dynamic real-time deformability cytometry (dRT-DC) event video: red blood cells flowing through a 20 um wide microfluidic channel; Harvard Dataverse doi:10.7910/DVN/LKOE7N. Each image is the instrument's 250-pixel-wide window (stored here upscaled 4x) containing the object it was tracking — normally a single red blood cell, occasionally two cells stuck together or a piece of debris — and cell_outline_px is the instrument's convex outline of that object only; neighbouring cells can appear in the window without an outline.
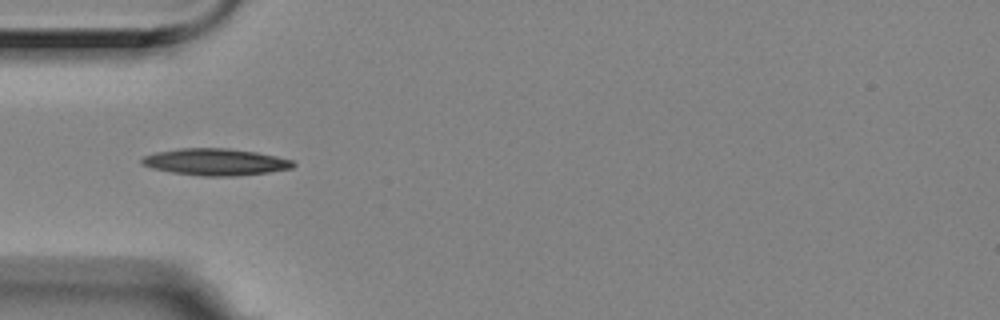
{"species": "Egyptian fruit bat (a non-hibernating species)", "species_latin": "Rousettus aegyptiacus", "temperature_condition": "room temperature", "stored_images_in_passage": 6, "camera_frame_rate_fps": 3000, "um_per_image_px": 0.085, "animal": {"sex": "female"}, "frame": {"image": 1, "passage_image": 4, "time_ms": 1.0, "image_size_px": [1000, 320], "cell_outline_px": [[296, 164], [292, 168], [268, 172], [236, 176], [200, 176], [172, 172], [152, 168], [140, 164], [140, 160], [144, 156], [156, 152], [180, 148], [228, 148], [256, 152], [276, 156], [292, 160]], "centroid_in_image_um": [18.3, 13.76], "position_along_channel_um": 66.7, "area_um2": 23.64}}
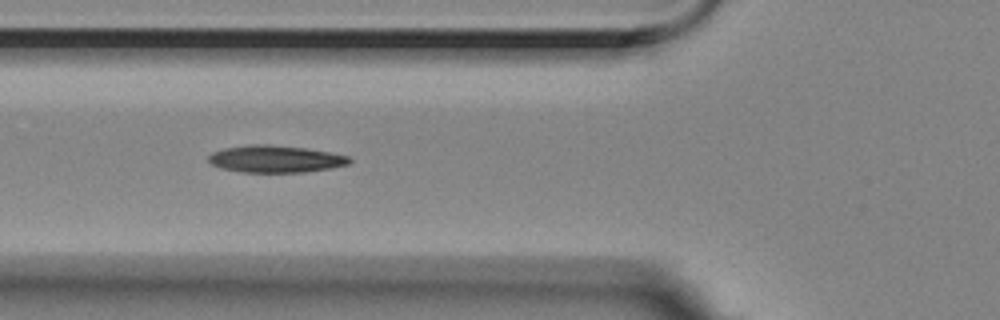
{"frame": {"image": 2, "passage_image": 5, "time_ms": 1.333, "image_size_px": [1000, 320], "cell_outline_px": [[352, 160], [348, 164], [328, 168], [304, 172], [240, 172], [220, 168], [212, 164], [208, 160], [208, 156], [212, 152], [224, 148], [252, 144], [268, 144], [308, 148], [348, 156]], "centroid_in_image_um": [23.37, 13.5], "position_along_channel_um": 102.4, "area_um2": 22.2}}
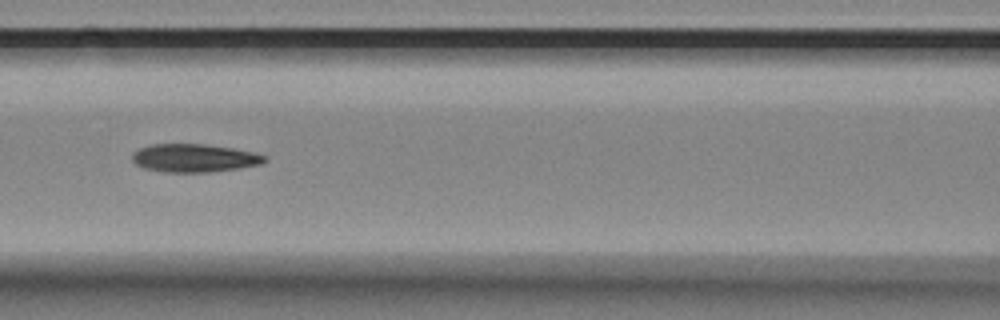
{"frame": {"image": 3, "passage_image": 6, "time_ms": 1.667, "image_size_px": [1000, 320], "cell_outline_px": [[268, 160], [260, 164], [240, 168], [212, 172], [164, 172], [144, 168], [136, 164], [132, 160], [132, 152], [140, 148], [152, 144], [204, 144], [232, 148], [252, 152], [268, 156]], "centroid_in_image_um": [16.52, 13.43], "position_along_channel_um": 150.1, "area_um2": 21.79}}